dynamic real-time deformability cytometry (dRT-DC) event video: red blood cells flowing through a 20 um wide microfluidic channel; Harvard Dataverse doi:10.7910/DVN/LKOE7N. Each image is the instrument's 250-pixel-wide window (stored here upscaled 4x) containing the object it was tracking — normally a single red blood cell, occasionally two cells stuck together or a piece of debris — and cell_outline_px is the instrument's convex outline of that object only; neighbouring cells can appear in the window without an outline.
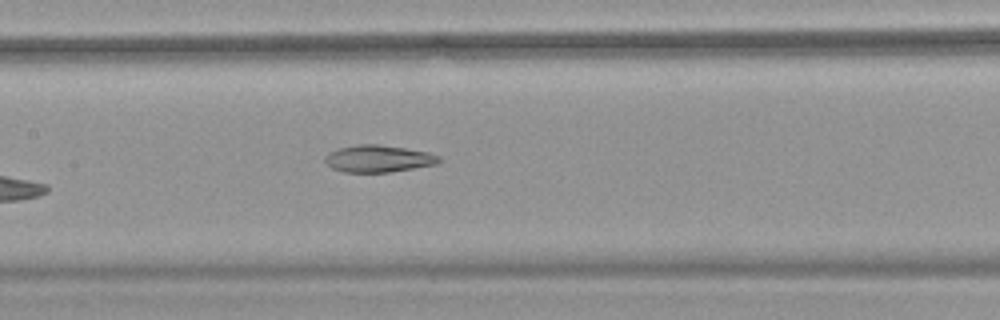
{"species": "common noctule bat (a hibernating species)", "species_latin": "Nyctalus noctula", "temperature_condition": "warm", "stored_images_in_passage": 33, "camera_frame_rate_fps": 3000, "um_per_image_px": 0.085, "animal": {"sex": "female", "body_mass_g": 18.4}, "frame": {"image": 1, "passage_image": 15, "time_ms": 4.667, "image_size_px": [1000, 320], "cell_outline_px": [[444, 160], [436, 164], [388, 172], [344, 172], [332, 168], [324, 160], [324, 156], [328, 152], [336, 148], [360, 144], [376, 144], [404, 148], [428, 152], [440, 156]], "centroid_in_image_um": [32.14, 13.48], "position_along_channel_um": 175.3, "area_um2": 17.98}}
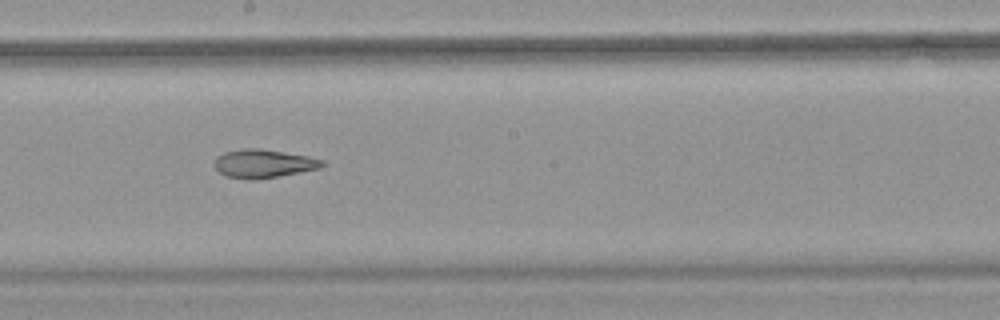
{"frame": {"image": 2, "passage_image": 19, "time_ms": 6.0, "image_size_px": [1000, 320], "cell_outline_px": [[328, 164], [320, 168], [256, 180], [252, 180], [224, 176], [216, 168], [216, 156], [224, 152], [244, 148], [260, 148], [308, 156], [324, 160]], "centroid_in_image_um": [22.42, 13.9], "position_along_channel_um": 225.8, "area_um2": 17.86}, "authors_computed_cell_mechanics": {"area_um2": 18.4382, "velocity_mm_per_s": 3.8117, "shape_relaxation_time_tau1_ms": null, "shape_relaxation_time_tau2_ms": 4.0837, "deformation_change_tau1": null, "deformation_change_tau2": 0.1379}}